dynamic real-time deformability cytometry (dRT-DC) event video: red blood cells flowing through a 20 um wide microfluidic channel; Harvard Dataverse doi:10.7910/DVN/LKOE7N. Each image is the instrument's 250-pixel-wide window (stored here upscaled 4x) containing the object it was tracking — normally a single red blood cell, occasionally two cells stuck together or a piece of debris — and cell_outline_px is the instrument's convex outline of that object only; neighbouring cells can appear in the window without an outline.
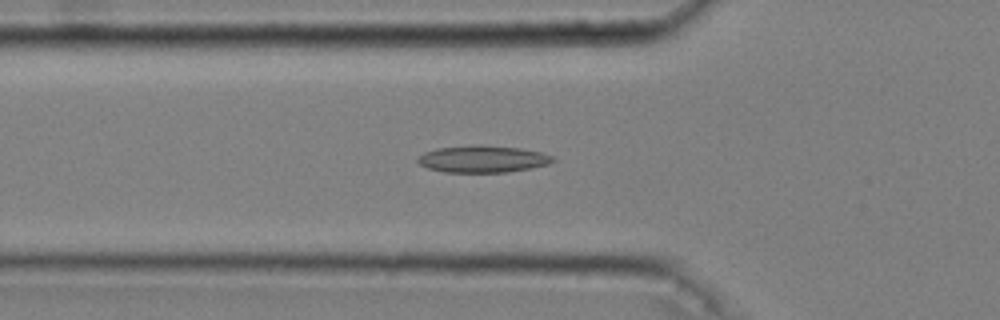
{"species": "common noctule bat (a hibernating species)", "species_latin": "Nyctalus noctula", "temperature_condition": "cold", "stored_images_in_passage": 50, "camera_frame_rate_fps": 3000, "um_per_image_px": 0.085, "animal": {"sex": "male", "body_mass_g": 20.4}, "frame": {"image": 1, "passage_image": 16, "time_ms": 5.0, "image_size_px": [1000, 320], "cell_outline_px": [[556, 160], [548, 164], [532, 168], [508, 172], [444, 172], [428, 168], [420, 164], [416, 160], [424, 152], [436, 148], [476, 144], [480, 144], [520, 148], [540, 152], [552, 156]], "centroid_in_image_um": [41.03, 13.51], "position_along_channel_um": 84.8, "area_um2": 21.33}}
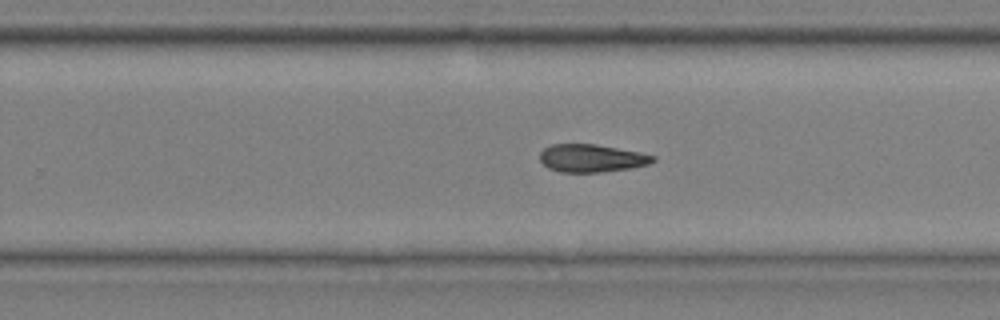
{"frame": {"image": 2, "passage_image": 32, "time_ms": 10.333, "image_size_px": [1000, 320], "cell_outline_px": [[656, 160], [648, 164], [632, 168], [600, 172], [560, 172], [548, 168], [540, 160], [540, 152], [544, 148], [552, 144], [596, 144], [640, 152], [656, 156]], "centroid_in_image_um": [50.29, 13.44], "position_along_channel_um": 279.5, "area_um2": 18.38}}
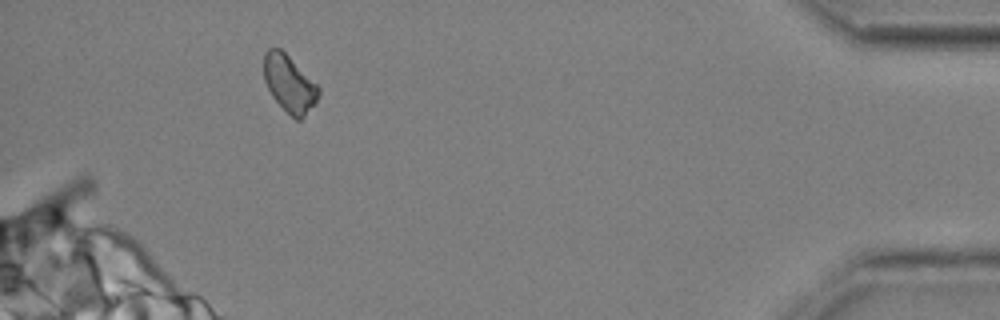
{"frame": {"image": 3, "passage_image": 47, "time_ms": 15.333, "image_size_px": [1000, 320], "cell_outline_px": [[320, 92], [316, 100], [304, 116], [300, 120], [296, 120], [272, 96], [264, 80], [264, 52], [268, 48], [280, 48], [320, 88]], "centroid_in_image_um": [24.57, 7.09], "position_along_channel_um": 410.6, "area_um2": 17.57}, "authors_computed_cell_mechanics": {"area_um2": 19.0162, "velocity_mm_per_s": 3.6487, "shape_relaxation_time_tau1_ms": null, "shape_relaxation_time_tau2_ms": 5.1206, "deformation_change_tau1": null, "deformation_change_tau2": 0.1257}}